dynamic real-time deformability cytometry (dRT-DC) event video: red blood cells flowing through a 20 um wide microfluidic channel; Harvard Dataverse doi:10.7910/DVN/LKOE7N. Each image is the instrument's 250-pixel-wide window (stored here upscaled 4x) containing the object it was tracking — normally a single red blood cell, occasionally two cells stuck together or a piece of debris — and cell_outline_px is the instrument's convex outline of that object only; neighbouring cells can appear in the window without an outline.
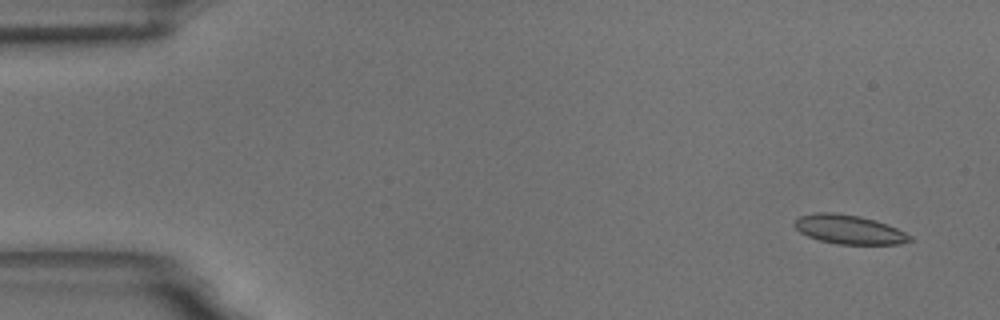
{"species": "common noctule bat (a hibernating species)", "species_latin": "Nyctalus noctula", "temperature_condition": "room temperature", "stored_images_in_passage": 5, "camera_frame_rate_fps": 3000, "um_per_image_px": 0.085, "animal": {"sex": "male", "body_mass_g": 18.8}, "frame": {"image": 1, "passage_image": 1, "time_ms": 0.0, "image_size_px": [1000, 320], "cell_outline_px": [[912, 240], [900, 244], [836, 244], [820, 240], [808, 236], [800, 232], [792, 224], [800, 216], [816, 212], [836, 212], [860, 216], [876, 220], [888, 224], [912, 236]], "centroid_in_image_um": [72.17, 19.5], "position_along_channel_um": 12.8, "area_um2": 19.59}}
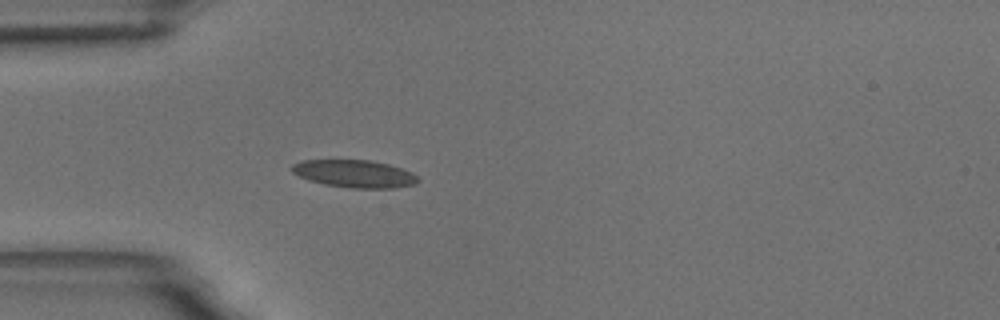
{"frame": {"image": 2, "passage_image": 5, "time_ms": 4.333, "image_size_px": [1000, 320], "cell_outline_px": [[420, 180], [416, 184], [392, 188], [352, 188], [324, 184], [308, 180], [292, 172], [288, 168], [292, 164], [300, 160], [372, 160], [388, 164], [412, 172]], "centroid_in_image_um": [30.1, 14.76], "position_along_channel_um": 54.9, "area_um2": 20.35}}